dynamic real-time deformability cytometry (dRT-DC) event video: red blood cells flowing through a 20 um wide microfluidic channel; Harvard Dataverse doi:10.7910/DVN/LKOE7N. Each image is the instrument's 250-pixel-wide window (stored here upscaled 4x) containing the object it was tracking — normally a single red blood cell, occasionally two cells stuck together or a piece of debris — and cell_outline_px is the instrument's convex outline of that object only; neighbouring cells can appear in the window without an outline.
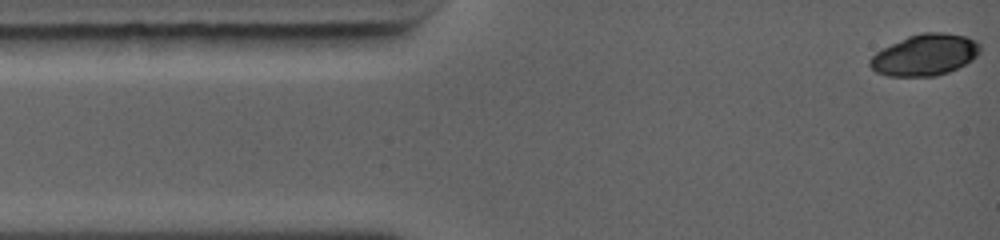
{"species": "common noctule bat (a hibernating species)", "species_latin": "Nyctalus noctula", "temperature_condition": "warm", "stored_images_in_passage": 6, "camera_frame_rate_fps": 5000, "um_per_image_px": 0.085, "animal": {"sex": "female", "body_mass_g": 19.0, "forearm_length_mm": 56.7}, "frame": {"image": 1, "passage_image": 1, "time_ms": 0.0, "image_size_px": [1000, 240], "cell_outline_px": [[980, 52], [972, 60], [948, 72], [936, 76], [888, 76], [876, 72], [868, 64], [868, 60], [876, 52], [908, 36], [920, 32], [944, 32], [964, 36], [976, 40], [980, 44]], "centroid_in_image_um": [78.62, 4.66], "position_along_channel_um": 6.4, "area_um2": 26.47}}
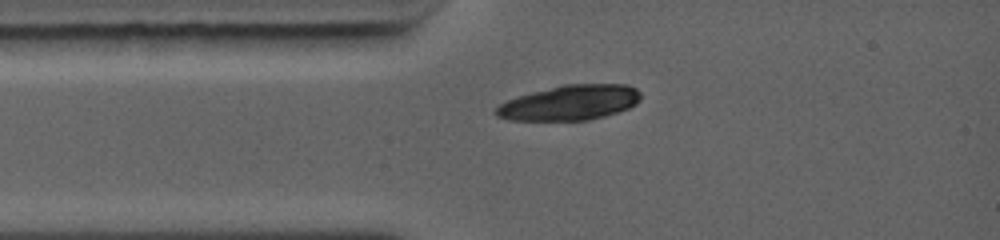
{"frame": {"image": 2, "passage_image": 6, "time_ms": 2.2, "image_size_px": [1000, 240], "cell_outline_px": [[640, 100], [636, 104], [628, 108], [604, 116], [588, 120], [508, 120], [496, 116], [492, 112], [500, 104], [508, 100], [532, 92], [564, 84], [628, 84], [636, 88], [640, 92]], "centroid_in_image_um": [48.44, 8.72], "position_along_channel_um": 36.6, "area_um2": 29.48}}